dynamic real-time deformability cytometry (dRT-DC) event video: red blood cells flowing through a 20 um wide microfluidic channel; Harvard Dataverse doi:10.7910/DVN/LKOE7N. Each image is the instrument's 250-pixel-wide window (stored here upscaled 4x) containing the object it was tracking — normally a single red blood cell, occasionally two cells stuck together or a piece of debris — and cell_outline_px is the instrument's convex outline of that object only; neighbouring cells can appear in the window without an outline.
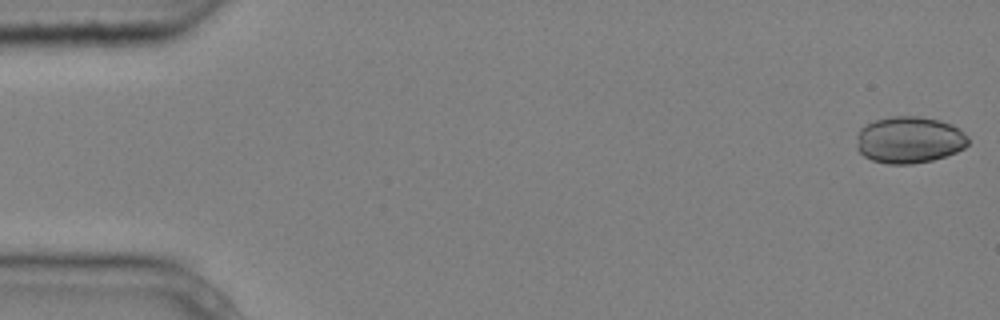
{"species": "common noctule bat (a hibernating species)", "species_latin": "Nyctalus noctula", "temperature_condition": "cold", "stored_images_in_passage": 5, "camera_frame_rate_fps": 3000, "um_per_image_px": 0.085, "animal": {"sex": "male", "body_mass_g": 20.4}, "frame": {"image": 1, "passage_image": 1, "time_ms": 0.0, "image_size_px": [1000, 320], "cell_outline_px": [[968, 144], [964, 148], [956, 152], [932, 160], [912, 164], [888, 164], [872, 160], [864, 156], [856, 148], [856, 136], [860, 128], [864, 124], [876, 120], [892, 116], [920, 116], [940, 120], [952, 124], [964, 132], [968, 136]], "centroid_in_image_um": [77.27, 11.88], "position_along_channel_um": 7.7, "area_um2": 30.69}}
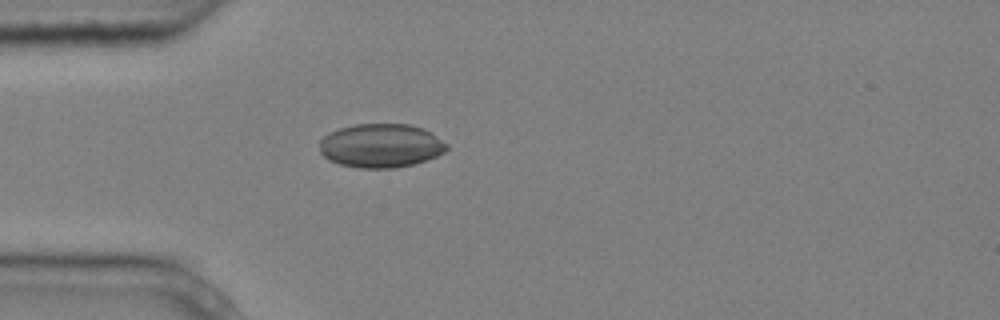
{"frame": {"image": 2, "passage_image": 5, "time_ms": 1.333, "image_size_px": [1000, 320], "cell_outline_px": [[448, 148], [444, 152], [436, 156], [412, 164], [396, 168], [360, 168], [340, 164], [328, 160], [320, 152], [320, 140], [328, 132], [340, 128], [356, 124], [408, 124], [424, 128], [448, 144]], "centroid_in_image_um": [32.36, 12.38], "position_along_channel_um": 52.6, "area_um2": 32.48}}